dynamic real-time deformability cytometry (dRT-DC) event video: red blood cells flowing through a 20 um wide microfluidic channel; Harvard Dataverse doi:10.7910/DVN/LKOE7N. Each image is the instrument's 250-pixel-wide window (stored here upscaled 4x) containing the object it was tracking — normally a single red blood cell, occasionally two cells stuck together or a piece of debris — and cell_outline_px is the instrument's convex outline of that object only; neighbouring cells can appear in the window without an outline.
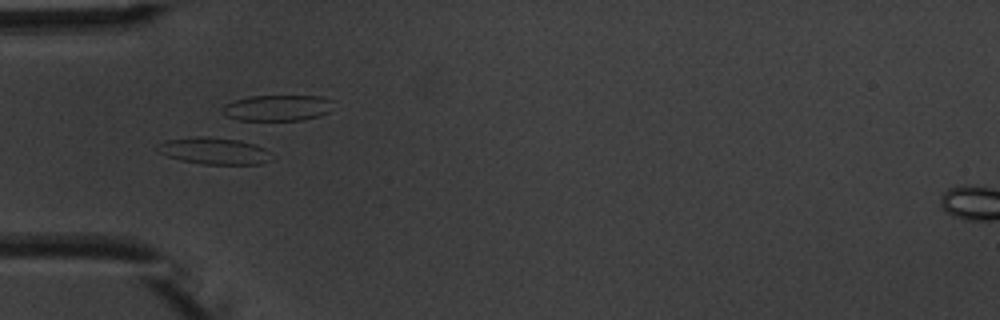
{"species": "common noctule bat (a hibernating species)", "species_latin": "Nyctalus noctula", "temperature_condition": "warm", "stored_images_in_passage": 7, "camera_frame_rate_fps": 3000, "um_per_image_px": 0.085, "animal": {"sex": "male", "body_mass_g": 20.1, "forearm_length_mm": 53.5}, "frame": {"image": 1, "passage_image": 5, "time_ms": 5.333, "image_size_px": [1000, 320], "cell_outline_px": [[276, 156], [272, 160], [260, 164], [204, 164], [180, 160], [168, 156], [160, 152], [156, 148], [156, 144], [168, 140], [200, 136], [204, 136], [240, 140], [264, 148]], "centroid_in_image_um": [18.25, 12.83], "position_along_channel_um": 66.7, "area_um2": 17.8}}